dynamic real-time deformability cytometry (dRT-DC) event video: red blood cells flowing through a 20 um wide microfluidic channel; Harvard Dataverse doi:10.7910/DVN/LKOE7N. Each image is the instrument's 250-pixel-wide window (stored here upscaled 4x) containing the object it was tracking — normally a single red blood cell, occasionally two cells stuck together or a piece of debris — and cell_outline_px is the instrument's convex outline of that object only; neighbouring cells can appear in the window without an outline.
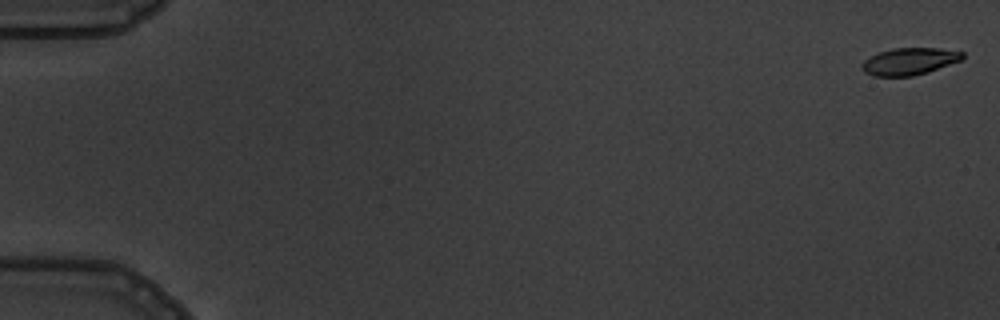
{"species": "common noctule bat (a hibernating species)", "species_latin": "Nyctalus noctula", "temperature_condition": "warm", "stored_images_in_passage": 6, "camera_frame_rate_fps": 3000, "um_per_image_px": 0.085, "animal": {"sex": "male", "body_mass_g": 19.5, "forearm_length_mm": 54.6}, "frame": {"image": 1, "passage_image": 1, "time_ms": 0.0, "image_size_px": [1000, 320], "cell_outline_px": [[964, 56], [960, 60], [928, 72], [912, 76], [872, 76], [864, 72], [860, 68], [860, 64], [864, 60], [880, 52], [892, 48], [936, 48], [964, 52]], "centroid_in_image_um": [77.25, 5.22], "position_along_channel_um": 7.7, "area_um2": 15.78}}
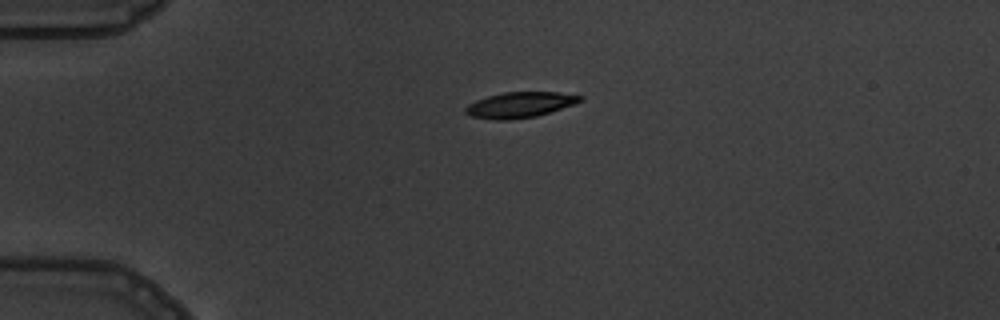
{"frame": {"image": 2, "passage_image": 5, "time_ms": 4.333, "image_size_px": [1000, 320], "cell_outline_px": [[584, 100], [576, 104], [536, 116], [508, 120], [496, 120], [472, 116], [464, 112], [464, 108], [468, 104], [476, 100], [488, 96], [504, 92], [556, 92], [584, 96]], "centroid_in_image_um": [44.21, 8.91], "position_along_channel_um": 40.8, "area_um2": 17.11}}